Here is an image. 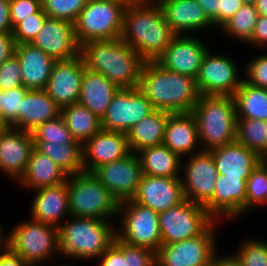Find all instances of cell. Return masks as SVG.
<instances>
[{"label": "cell", "instance_id": "8992f818", "mask_svg": "<svg viewBox=\"0 0 267 266\" xmlns=\"http://www.w3.org/2000/svg\"><path fill=\"white\" fill-rule=\"evenodd\" d=\"M67 188L71 216L113 221L117 218L120 202L92 172L69 175Z\"/></svg>", "mask_w": 267, "mask_h": 266}, {"label": "cell", "instance_id": "d6a6232c", "mask_svg": "<svg viewBox=\"0 0 267 266\" xmlns=\"http://www.w3.org/2000/svg\"><path fill=\"white\" fill-rule=\"evenodd\" d=\"M233 99L237 119L267 121V89L252 86L242 80Z\"/></svg>", "mask_w": 267, "mask_h": 266}, {"label": "cell", "instance_id": "6da1fadb", "mask_svg": "<svg viewBox=\"0 0 267 266\" xmlns=\"http://www.w3.org/2000/svg\"><path fill=\"white\" fill-rule=\"evenodd\" d=\"M176 36L158 3L129 1L120 38L145 62L157 61Z\"/></svg>", "mask_w": 267, "mask_h": 266}, {"label": "cell", "instance_id": "b9f144b4", "mask_svg": "<svg viewBox=\"0 0 267 266\" xmlns=\"http://www.w3.org/2000/svg\"><path fill=\"white\" fill-rule=\"evenodd\" d=\"M47 15L41 8L35 14H31L28 18L21 21L13 29V37L16 44L31 43L40 31Z\"/></svg>", "mask_w": 267, "mask_h": 266}, {"label": "cell", "instance_id": "e7e4bbea", "mask_svg": "<svg viewBox=\"0 0 267 266\" xmlns=\"http://www.w3.org/2000/svg\"><path fill=\"white\" fill-rule=\"evenodd\" d=\"M244 4L255 5L256 0H241Z\"/></svg>", "mask_w": 267, "mask_h": 266}, {"label": "cell", "instance_id": "bcb514c9", "mask_svg": "<svg viewBox=\"0 0 267 266\" xmlns=\"http://www.w3.org/2000/svg\"><path fill=\"white\" fill-rule=\"evenodd\" d=\"M23 86L21 68L18 58L14 54L11 58L0 64V89L10 90Z\"/></svg>", "mask_w": 267, "mask_h": 266}, {"label": "cell", "instance_id": "7bdbcfd3", "mask_svg": "<svg viewBox=\"0 0 267 266\" xmlns=\"http://www.w3.org/2000/svg\"><path fill=\"white\" fill-rule=\"evenodd\" d=\"M28 89L24 86L5 90L2 96V118L10 126L21 113V105Z\"/></svg>", "mask_w": 267, "mask_h": 266}, {"label": "cell", "instance_id": "83f0119b", "mask_svg": "<svg viewBox=\"0 0 267 266\" xmlns=\"http://www.w3.org/2000/svg\"><path fill=\"white\" fill-rule=\"evenodd\" d=\"M60 114V107L45 90H28L21 105V113L10 127L33 132L39 125Z\"/></svg>", "mask_w": 267, "mask_h": 266}, {"label": "cell", "instance_id": "ba28073f", "mask_svg": "<svg viewBox=\"0 0 267 266\" xmlns=\"http://www.w3.org/2000/svg\"><path fill=\"white\" fill-rule=\"evenodd\" d=\"M9 232L10 251L25 262L47 264L56 261L54 258L59 255L58 227L28 218Z\"/></svg>", "mask_w": 267, "mask_h": 266}, {"label": "cell", "instance_id": "ffe728a7", "mask_svg": "<svg viewBox=\"0 0 267 266\" xmlns=\"http://www.w3.org/2000/svg\"><path fill=\"white\" fill-rule=\"evenodd\" d=\"M34 140L32 132L9 127L0 133V172L16 182L25 173ZM13 179V180H12Z\"/></svg>", "mask_w": 267, "mask_h": 266}, {"label": "cell", "instance_id": "4fadbf2b", "mask_svg": "<svg viewBox=\"0 0 267 266\" xmlns=\"http://www.w3.org/2000/svg\"><path fill=\"white\" fill-rule=\"evenodd\" d=\"M181 172L184 198L203 206L213 196L218 176L210 151L182 158Z\"/></svg>", "mask_w": 267, "mask_h": 266}, {"label": "cell", "instance_id": "681fc988", "mask_svg": "<svg viewBox=\"0 0 267 266\" xmlns=\"http://www.w3.org/2000/svg\"><path fill=\"white\" fill-rule=\"evenodd\" d=\"M249 46H255V48L263 49L267 48V17L260 16L258 17L256 27L253 33L251 40L247 43Z\"/></svg>", "mask_w": 267, "mask_h": 266}, {"label": "cell", "instance_id": "7c38bea8", "mask_svg": "<svg viewBox=\"0 0 267 266\" xmlns=\"http://www.w3.org/2000/svg\"><path fill=\"white\" fill-rule=\"evenodd\" d=\"M236 65L235 60L228 54H214L209 49L196 78L200 95L233 96L243 80Z\"/></svg>", "mask_w": 267, "mask_h": 266}, {"label": "cell", "instance_id": "277c9868", "mask_svg": "<svg viewBox=\"0 0 267 266\" xmlns=\"http://www.w3.org/2000/svg\"><path fill=\"white\" fill-rule=\"evenodd\" d=\"M115 225L106 219L68 217L58 227L59 255L75 261L98 260L114 242Z\"/></svg>", "mask_w": 267, "mask_h": 266}, {"label": "cell", "instance_id": "f546056e", "mask_svg": "<svg viewBox=\"0 0 267 266\" xmlns=\"http://www.w3.org/2000/svg\"><path fill=\"white\" fill-rule=\"evenodd\" d=\"M68 175L61 170L47 155L35 147L31 152L28 166L17 184L26 190L58 185L67 180Z\"/></svg>", "mask_w": 267, "mask_h": 266}, {"label": "cell", "instance_id": "f907efd6", "mask_svg": "<svg viewBox=\"0 0 267 266\" xmlns=\"http://www.w3.org/2000/svg\"><path fill=\"white\" fill-rule=\"evenodd\" d=\"M244 3L241 0H220L219 28L228 21Z\"/></svg>", "mask_w": 267, "mask_h": 266}, {"label": "cell", "instance_id": "603a6c76", "mask_svg": "<svg viewBox=\"0 0 267 266\" xmlns=\"http://www.w3.org/2000/svg\"><path fill=\"white\" fill-rule=\"evenodd\" d=\"M158 4L166 22L177 35H198V32L214 27L196 0H160Z\"/></svg>", "mask_w": 267, "mask_h": 266}, {"label": "cell", "instance_id": "ee69618b", "mask_svg": "<svg viewBox=\"0 0 267 266\" xmlns=\"http://www.w3.org/2000/svg\"><path fill=\"white\" fill-rule=\"evenodd\" d=\"M245 64L243 80L252 86L267 89V53L254 56Z\"/></svg>", "mask_w": 267, "mask_h": 266}, {"label": "cell", "instance_id": "11a10c76", "mask_svg": "<svg viewBox=\"0 0 267 266\" xmlns=\"http://www.w3.org/2000/svg\"><path fill=\"white\" fill-rule=\"evenodd\" d=\"M217 254L219 253L216 251L210 260L209 266H242L241 261L235 253L226 256H219Z\"/></svg>", "mask_w": 267, "mask_h": 266}, {"label": "cell", "instance_id": "3957f363", "mask_svg": "<svg viewBox=\"0 0 267 266\" xmlns=\"http://www.w3.org/2000/svg\"><path fill=\"white\" fill-rule=\"evenodd\" d=\"M79 54L86 68L103 74L119 88L138 87L145 61L120 37L87 42Z\"/></svg>", "mask_w": 267, "mask_h": 266}, {"label": "cell", "instance_id": "5b68a950", "mask_svg": "<svg viewBox=\"0 0 267 266\" xmlns=\"http://www.w3.org/2000/svg\"><path fill=\"white\" fill-rule=\"evenodd\" d=\"M197 123L201 150L236 141L237 116L233 96L200 95L191 112Z\"/></svg>", "mask_w": 267, "mask_h": 266}, {"label": "cell", "instance_id": "74e56055", "mask_svg": "<svg viewBox=\"0 0 267 266\" xmlns=\"http://www.w3.org/2000/svg\"><path fill=\"white\" fill-rule=\"evenodd\" d=\"M262 205L267 206V159H262L247 178L245 213Z\"/></svg>", "mask_w": 267, "mask_h": 266}, {"label": "cell", "instance_id": "5bb4252c", "mask_svg": "<svg viewBox=\"0 0 267 266\" xmlns=\"http://www.w3.org/2000/svg\"><path fill=\"white\" fill-rule=\"evenodd\" d=\"M154 110L138 87L120 88L101 119V129L127 133Z\"/></svg>", "mask_w": 267, "mask_h": 266}, {"label": "cell", "instance_id": "d4e9b609", "mask_svg": "<svg viewBox=\"0 0 267 266\" xmlns=\"http://www.w3.org/2000/svg\"><path fill=\"white\" fill-rule=\"evenodd\" d=\"M22 84L28 90H44L51 75L55 60L31 43L16 44Z\"/></svg>", "mask_w": 267, "mask_h": 266}, {"label": "cell", "instance_id": "c3c4849f", "mask_svg": "<svg viewBox=\"0 0 267 266\" xmlns=\"http://www.w3.org/2000/svg\"><path fill=\"white\" fill-rule=\"evenodd\" d=\"M98 259L97 266H123V241L115 237L112 245Z\"/></svg>", "mask_w": 267, "mask_h": 266}, {"label": "cell", "instance_id": "836d02e7", "mask_svg": "<svg viewBox=\"0 0 267 266\" xmlns=\"http://www.w3.org/2000/svg\"><path fill=\"white\" fill-rule=\"evenodd\" d=\"M61 116L73 138L82 145L101 129V120L78 102L62 107Z\"/></svg>", "mask_w": 267, "mask_h": 266}, {"label": "cell", "instance_id": "9c48e42d", "mask_svg": "<svg viewBox=\"0 0 267 266\" xmlns=\"http://www.w3.org/2000/svg\"><path fill=\"white\" fill-rule=\"evenodd\" d=\"M120 217V220L118 218ZM116 237L133 246H142L157 252L162 245L159 213L128 199L120 202Z\"/></svg>", "mask_w": 267, "mask_h": 266}, {"label": "cell", "instance_id": "9f6ffc18", "mask_svg": "<svg viewBox=\"0 0 267 266\" xmlns=\"http://www.w3.org/2000/svg\"><path fill=\"white\" fill-rule=\"evenodd\" d=\"M24 263L25 261L20 256L11 251L0 255V266H23Z\"/></svg>", "mask_w": 267, "mask_h": 266}, {"label": "cell", "instance_id": "2e32d148", "mask_svg": "<svg viewBox=\"0 0 267 266\" xmlns=\"http://www.w3.org/2000/svg\"><path fill=\"white\" fill-rule=\"evenodd\" d=\"M246 179L218 174L213 196L203 205L217 221L245 215Z\"/></svg>", "mask_w": 267, "mask_h": 266}, {"label": "cell", "instance_id": "db71d44e", "mask_svg": "<svg viewBox=\"0 0 267 266\" xmlns=\"http://www.w3.org/2000/svg\"><path fill=\"white\" fill-rule=\"evenodd\" d=\"M13 32L10 19V0H0V33Z\"/></svg>", "mask_w": 267, "mask_h": 266}, {"label": "cell", "instance_id": "7dc6e473", "mask_svg": "<svg viewBox=\"0 0 267 266\" xmlns=\"http://www.w3.org/2000/svg\"><path fill=\"white\" fill-rule=\"evenodd\" d=\"M42 8L40 0H10V19L14 29L21 21Z\"/></svg>", "mask_w": 267, "mask_h": 266}, {"label": "cell", "instance_id": "e0dca14e", "mask_svg": "<svg viewBox=\"0 0 267 266\" xmlns=\"http://www.w3.org/2000/svg\"><path fill=\"white\" fill-rule=\"evenodd\" d=\"M209 46L195 35H177L157 60L166 69L197 78Z\"/></svg>", "mask_w": 267, "mask_h": 266}, {"label": "cell", "instance_id": "ac0fdd59", "mask_svg": "<svg viewBox=\"0 0 267 266\" xmlns=\"http://www.w3.org/2000/svg\"><path fill=\"white\" fill-rule=\"evenodd\" d=\"M84 69L80 54L72 59L55 61L44 90L60 109L78 102Z\"/></svg>", "mask_w": 267, "mask_h": 266}, {"label": "cell", "instance_id": "484cf974", "mask_svg": "<svg viewBox=\"0 0 267 266\" xmlns=\"http://www.w3.org/2000/svg\"><path fill=\"white\" fill-rule=\"evenodd\" d=\"M163 144L181 158L201 151L197 123L191 112L168 115Z\"/></svg>", "mask_w": 267, "mask_h": 266}, {"label": "cell", "instance_id": "94428289", "mask_svg": "<svg viewBox=\"0 0 267 266\" xmlns=\"http://www.w3.org/2000/svg\"><path fill=\"white\" fill-rule=\"evenodd\" d=\"M10 126L6 123V121L2 118L0 114V133L7 130Z\"/></svg>", "mask_w": 267, "mask_h": 266}, {"label": "cell", "instance_id": "60d3db41", "mask_svg": "<svg viewBox=\"0 0 267 266\" xmlns=\"http://www.w3.org/2000/svg\"><path fill=\"white\" fill-rule=\"evenodd\" d=\"M87 0H43L42 8L47 17L75 23Z\"/></svg>", "mask_w": 267, "mask_h": 266}, {"label": "cell", "instance_id": "44dd1931", "mask_svg": "<svg viewBox=\"0 0 267 266\" xmlns=\"http://www.w3.org/2000/svg\"><path fill=\"white\" fill-rule=\"evenodd\" d=\"M132 199L157 213L166 211L185 200L181 177L168 178L143 174L137 193Z\"/></svg>", "mask_w": 267, "mask_h": 266}, {"label": "cell", "instance_id": "be15d7a7", "mask_svg": "<svg viewBox=\"0 0 267 266\" xmlns=\"http://www.w3.org/2000/svg\"><path fill=\"white\" fill-rule=\"evenodd\" d=\"M131 1L158 3L160 0H131Z\"/></svg>", "mask_w": 267, "mask_h": 266}, {"label": "cell", "instance_id": "e575fe53", "mask_svg": "<svg viewBox=\"0 0 267 266\" xmlns=\"http://www.w3.org/2000/svg\"><path fill=\"white\" fill-rule=\"evenodd\" d=\"M34 147L47 155L68 176L83 171L82 144L77 140L62 145L34 142Z\"/></svg>", "mask_w": 267, "mask_h": 266}, {"label": "cell", "instance_id": "f35d334b", "mask_svg": "<svg viewBox=\"0 0 267 266\" xmlns=\"http://www.w3.org/2000/svg\"><path fill=\"white\" fill-rule=\"evenodd\" d=\"M34 142H46L47 144L72 143L75 139L66 126L61 116L55 117L39 125L33 132Z\"/></svg>", "mask_w": 267, "mask_h": 266}, {"label": "cell", "instance_id": "8d00e7d4", "mask_svg": "<svg viewBox=\"0 0 267 266\" xmlns=\"http://www.w3.org/2000/svg\"><path fill=\"white\" fill-rule=\"evenodd\" d=\"M236 140L262 159H267V121L237 119Z\"/></svg>", "mask_w": 267, "mask_h": 266}, {"label": "cell", "instance_id": "1f68e13d", "mask_svg": "<svg viewBox=\"0 0 267 266\" xmlns=\"http://www.w3.org/2000/svg\"><path fill=\"white\" fill-rule=\"evenodd\" d=\"M142 173L157 177H181L182 158L166 145L149 147L137 153Z\"/></svg>", "mask_w": 267, "mask_h": 266}, {"label": "cell", "instance_id": "d6986e66", "mask_svg": "<svg viewBox=\"0 0 267 266\" xmlns=\"http://www.w3.org/2000/svg\"><path fill=\"white\" fill-rule=\"evenodd\" d=\"M31 44L55 61L72 59L79 55L80 51L75 38L74 24L49 17L46 18Z\"/></svg>", "mask_w": 267, "mask_h": 266}, {"label": "cell", "instance_id": "680465c9", "mask_svg": "<svg viewBox=\"0 0 267 266\" xmlns=\"http://www.w3.org/2000/svg\"><path fill=\"white\" fill-rule=\"evenodd\" d=\"M255 8L260 16L267 17V0H256Z\"/></svg>", "mask_w": 267, "mask_h": 266}, {"label": "cell", "instance_id": "7a4b0ae2", "mask_svg": "<svg viewBox=\"0 0 267 266\" xmlns=\"http://www.w3.org/2000/svg\"><path fill=\"white\" fill-rule=\"evenodd\" d=\"M138 89L154 109L170 113L192 112L200 97L196 79L170 71L158 61L144 63Z\"/></svg>", "mask_w": 267, "mask_h": 266}, {"label": "cell", "instance_id": "ab89813d", "mask_svg": "<svg viewBox=\"0 0 267 266\" xmlns=\"http://www.w3.org/2000/svg\"><path fill=\"white\" fill-rule=\"evenodd\" d=\"M242 241L235 253L242 266H267V242L255 237L244 238Z\"/></svg>", "mask_w": 267, "mask_h": 266}, {"label": "cell", "instance_id": "6f0895ef", "mask_svg": "<svg viewBox=\"0 0 267 266\" xmlns=\"http://www.w3.org/2000/svg\"><path fill=\"white\" fill-rule=\"evenodd\" d=\"M3 229V226L0 224V255L6 254L10 251V232L6 234V231Z\"/></svg>", "mask_w": 267, "mask_h": 266}, {"label": "cell", "instance_id": "4dcf8cb0", "mask_svg": "<svg viewBox=\"0 0 267 266\" xmlns=\"http://www.w3.org/2000/svg\"><path fill=\"white\" fill-rule=\"evenodd\" d=\"M169 114L170 112L155 109L135 124L127 132L130 152L137 154L143 149L163 144Z\"/></svg>", "mask_w": 267, "mask_h": 266}, {"label": "cell", "instance_id": "52a82bcc", "mask_svg": "<svg viewBox=\"0 0 267 266\" xmlns=\"http://www.w3.org/2000/svg\"><path fill=\"white\" fill-rule=\"evenodd\" d=\"M130 0H87L74 23L79 46L96 40L119 38L124 11Z\"/></svg>", "mask_w": 267, "mask_h": 266}, {"label": "cell", "instance_id": "f1b7e54d", "mask_svg": "<svg viewBox=\"0 0 267 266\" xmlns=\"http://www.w3.org/2000/svg\"><path fill=\"white\" fill-rule=\"evenodd\" d=\"M119 89L116 84L103 74L85 67L78 103L101 120Z\"/></svg>", "mask_w": 267, "mask_h": 266}, {"label": "cell", "instance_id": "91938a15", "mask_svg": "<svg viewBox=\"0 0 267 266\" xmlns=\"http://www.w3.org/2000/svg\"><path fill=\"white\" fill-rule=\"evenodd\" d=\"M45 263H35V262H25L23 264V266H46L44 265ZM48 266V265H47ZM57 266V265H56ZM59 266H74V265H71V264H61Z\"/></svg>", "mask_w": 267, "mask_h": 266}, {"label": "cell", "instance_id": "7402d4cb", "mask_svg": "<svg viewBox=\"0 0 267 266\" xmlns=\"http://www.w3.org/2000/svg\"><path fill=\"white\" fill-rule=\"evenodd\" d=\"M82 150L83 171L93 172L99 166L130 153L127 133L100 129L82 145Z\"/></svg>", "mask_w": 267, "mask_h": 266}, {"label": "cell", "instance_id": "30bf717a", "mask_svg": "<svg viewBox=\"0 0 267 266\" xmlns=\"http://www.w3.org/2000/svg\"><path fill=\"white\" fill-rule=\"evenodd\" d=\"M221 221L215 220L201 235L162 244L156 252L157 266H209L218 250L217 227ZM217 232V233H216Z\"/></svg>", "mask_w": 267, "mask_h": 266}, {"label": "cell", "instance_id": "4316f807", "mask_svg": "<svg viewBox=\"0 0 267 266\" xmlns=\"http://www.w3.org/2000/svg\"><path fill=\"white\" fill-rule=\"evenodd\" d=\"M209 151L218 174L244 177L246 180L252 170L262 161L256 152L251 151L237 140Z\"/></svg>", "mask_w": 267, "mask_h": 266}, {"label": "cell", "instance_id": "f5cc1de1", "mask_svg": "<svg viewBox=\"0 0 267 266\" xmlns=\"http://www.w3.org/2000/svg\"><path fill=\"white\" fill-rule=\"evenodd\" d=\"M212 21L216 29L219 28V4L220 0H196Z\"/></svg>", "mask_w": 267, "mask_h": 266}, {"label": "cell", "instance_id": "6125c7cd", "mask_svg": "<svg viewBox=\"0 0 267 266\" xmlns=\"http://www.w3.org/2000/svg\"><path fill=\"white\" fill-rule=\"evenodd\" d=\"M2 96H4V91L0 89V114L2 115Z\"/></svg>", "mask_w": 267, "mask_h": 266}, {"label": "cell", "instance_id": "f6af8a7d", "mask_svg": "<svg viewBox=\"0 0 267 266\" xmlns=\"http://www.w3.org/2000/svg\"><path fill=\"white\" fill-rule=\"evenodd\" d=\"M123 266H157L156 252L123 242Z\"/></svg>", "mask_w": 267, "mask_h": 266}, {"label": "cell", "instance_id": "9a60e30c", "mask_svg": "<svg viewBox=\"0 0 267 266\" xmlns=\"http://www.w3.org/2000/svg\"><path fill=\"white\" fill-rule=\"evenodd\" d=\"M92 173L119 202L136 195L143 175L139 156L133 152L122 159L99 166Z\"/></svg>", "mask_w": 267, "mask_h": 266}, {"label": "cell", "instance_id": "cb8c5ba5", "mask_svg": "<svg viewBox=\"0 0 267 266\" xmlns=\"http://www.w3.org/2000/svg\"><path fill=\"white\" fill-rule=\"evenodd\" d=\"M30 218L59 227L70 217L67 180L58 185L43 187L32 191ZM62 220V221H61Z\"/></svg>", "mask_w": 267, "mask_h": 266}, {"label": "cell", "instance_id": "d590c367", "mask_svg": "<svg viewBox=\"0 0 267 266\" xmlns=\"http://www.w3.org/2000/svg\"><path fill=\"white\" fill-rule=\"evenodd\" d=\"M259 13L255 5L244 4L219 29L224 35L243 42L245 45L251 40Z\"/></svg>", "mask_w": 267, "mask_h": 266}, {"label": "cell", "instance_id": "816d5d0a", "mask_svg": "<svg viewBox=\"0 0 267 266\" xmlns=\"http://www.w3.org/2000/svg\"><path fill=\"white\" fill-rule=\"evenodd\" d=\"M15 46L13 32L0 33V64L15 54Z\"/></svg>", "mask_w": 267, "mask_h": 266}, {"label": "cell", "instance_id": "8fae6325", "mask_svg": "<svg viewBox=\"0 0 267 266\" xmlns=\"http://www.w3.org/2000/svg\"><path fill=\"white\" fill-rule=\"evenodd\" d=\"M215 219L206 209L189 200L159 213L162 244H172L201 235Z\"/></svg>", "mask_w": 267, "mask_h": 266}]
</instances>
